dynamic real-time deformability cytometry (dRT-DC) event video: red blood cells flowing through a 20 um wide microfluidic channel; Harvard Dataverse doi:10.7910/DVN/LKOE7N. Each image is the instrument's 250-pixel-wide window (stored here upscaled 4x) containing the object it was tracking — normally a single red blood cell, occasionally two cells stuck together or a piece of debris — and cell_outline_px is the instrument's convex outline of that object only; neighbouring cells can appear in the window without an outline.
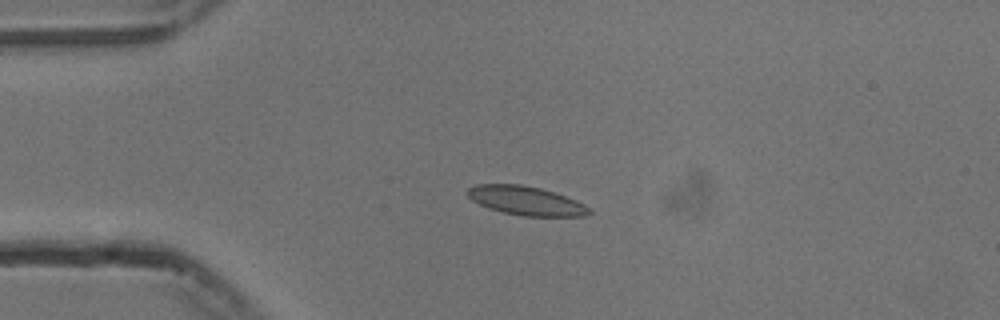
{"species": "common noctule bat (a hibernating species)", "species_latin": "Nyctalus noctula", "temperature_condition": "cold", "stored_images_in_passage": 43, "camera_frame_rate_fps": 3000, "um_per_image_px": 0.085, "animal": {"sex": "male", "body_mass_g": 13.3}, "frame": {"image": 1, "passage_image": 1, "time_ms": 0.0, "image_size_px": [1000, 320], "cell_outline_px": [[592, 212], [584, 216], [524, 216], [504, 212], [488, 208], [472, 200], [468, 196], [468, 188], [476, 184], [520, 184], [540, 188], [576, 200], [584, 204]], "centroid_in_image_um": [44.7, 17.06], "position_along_channel_um": 40.3, "area_um2": 20.23}}
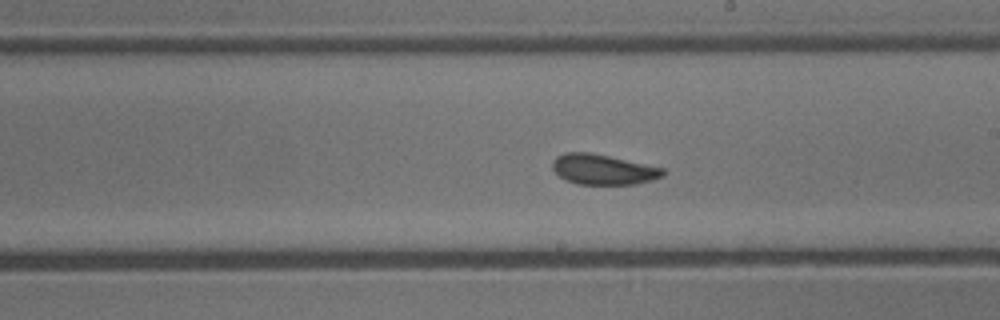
{"frame": {"image": 2, "passage_image": 19, "time_ms": 6.0, "image_size_px": [1000, 320], "cell_outline_px": [[664, 176], [652, 180], [636, 184], [576, 184], [560, 176], [552, 168], [552, 160], [556, 156], [564, 152], [588, 152], [608, 156], [664, 168]], "centroid_in_image_um": [51.25, 14.4], "position_along_channel_um": 237.8, "area_um2": 19.36}}
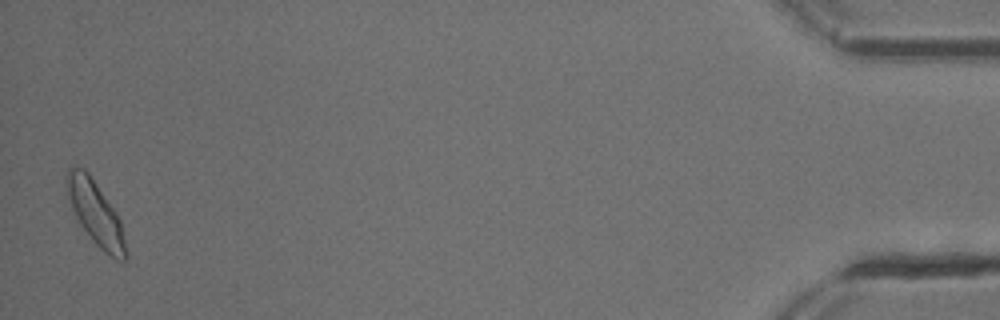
{"frame": {"image": 3, "passage_image": 42, "time_ms": 13.667, "image_size_px": [1000, 320], "cell_outline_px": [[128, 256], [124, 260], [116, 260], [104, 252], [96, 244], [80, 224], [72, 208], [68, 196], [64, 180], [68, 168], [84, 168], [88, 172], [116, 212], [120, 220], [128, 252]], "centroid_in_image_um": [8.13, 18.13], "position_along_channel_um": 427.1, "area_um2": 21.73}, "authors_computed_cell_mechanics": {"area_um2": 19.652, "velocity_mm_per_s": 3.7317, "shape_relaxation_time_tau1_ms": 4.9292, "shape_relaxation_time_tau2_ms": 1.8751, "deformation_change_tau1": 0.1034, "deformation_change_tau2": 0.0698}}